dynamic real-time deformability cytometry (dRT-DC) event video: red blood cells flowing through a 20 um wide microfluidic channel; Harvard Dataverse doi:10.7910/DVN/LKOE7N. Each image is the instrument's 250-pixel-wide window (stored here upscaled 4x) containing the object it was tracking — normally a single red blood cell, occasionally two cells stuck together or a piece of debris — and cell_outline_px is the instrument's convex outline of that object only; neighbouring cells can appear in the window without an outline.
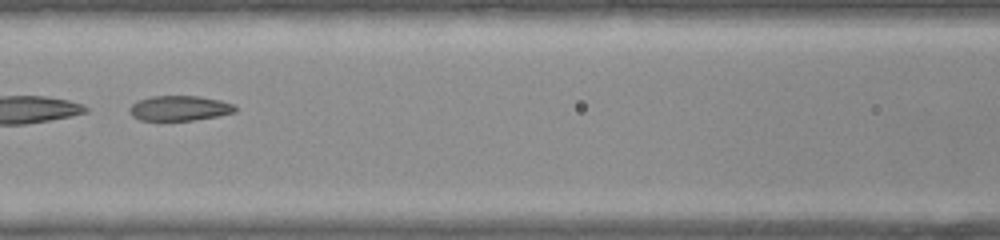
{"species": "common noctule bat (a hibernating species)", "species_latin": "Nyctalus noctula", "temperature_condition": "warm", "stored_images_in_passage": 30, "camera_frame_rate_fps": 3000, "um_per_image_px": 0.085, "animal": {"sex": "female", "body_mass_g": 22.0, "forearm_length_mm": 56.7}, "frame": {"image": 1, "passage_image": 9, "time_ms": 2.667, "image_size_px": [1000, 240], "cell_outline_px": [[236, 112], [216, 116], [192, 120], [140, 120], [132, 116], [128, 112], [128, 108], [132, 104], [140, 100], [152, 96], [200, 96], [220, 100], [232, 104], [236, 108]], "centroid_in_image_um": [15.23, 9.19], "position_along_channel_um": 151.4, "area_um2": 15.32}}